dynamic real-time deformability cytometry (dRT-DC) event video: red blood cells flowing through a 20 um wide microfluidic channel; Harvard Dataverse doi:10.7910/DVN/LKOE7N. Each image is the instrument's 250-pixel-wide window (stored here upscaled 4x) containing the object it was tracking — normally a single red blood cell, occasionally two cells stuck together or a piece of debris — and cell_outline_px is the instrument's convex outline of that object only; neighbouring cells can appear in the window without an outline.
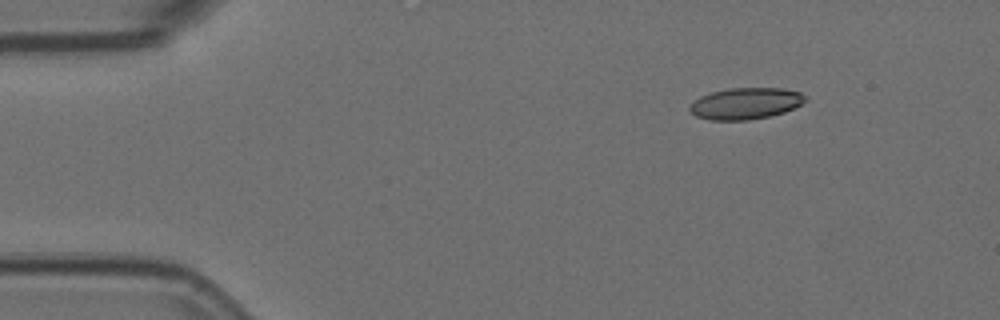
{"species": "Egyptian fruit bat (a non-hibernating species)", "species_latin": "Rousettus aegyptiacus", "temperature_condition": "room temperature", "stored_images_in_passage": 4, "camera_frame_rate_fps": 3000, "um_per_image_px": 0.085, "animal": {"sex": "female"}, "frame": {"image": 1, "passage_image": 1, "time_ms": 0.0, "image_size_px": [1000, 320], "cell_outline_px": [[808, 100], [784, 112], [768, 116], [748, 120], [708, 120], [696, 116], [688, 108], [700, 96], [712, 92], [728, 88], [784, 88], [800, 92], [808, 96]], "centroid_in_image_um": [63.4, 8.79], "position_along_channel_um": 21.6, "area_um2": 21.15}}